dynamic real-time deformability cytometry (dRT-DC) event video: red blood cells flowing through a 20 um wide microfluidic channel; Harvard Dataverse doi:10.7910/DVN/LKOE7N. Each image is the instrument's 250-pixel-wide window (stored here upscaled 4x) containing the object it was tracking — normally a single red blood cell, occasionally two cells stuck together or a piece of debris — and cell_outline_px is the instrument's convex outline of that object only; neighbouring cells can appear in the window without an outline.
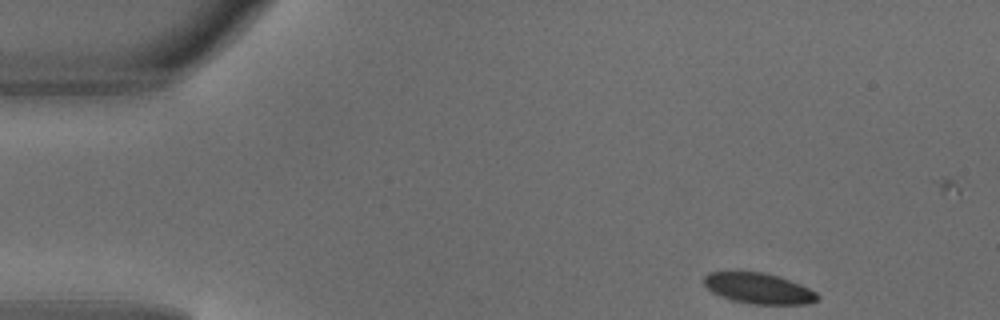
{"species": "common noctule bat (a hibernating species)", "species_latin": "Nyctalus noctula", "temperature_condition": "warm", "stored_images_in_passage": 4, "camera_frame_rate_fps": 3000, "um_per_image_px": 0.085, "animal": {"sex": "male", "body_mass_g": 18.8}, "frame": {"image": 1, "passage_image": 1, "time_ms": 0.0, "image_size_px": [1000, 320], "cell_outline_px": [[820, 296], [816, 300], [808, 304], [748, 304], [732, 300], [720, 296], [712, 292], [704, 284], [704, 276], [708, 272], [764, 272], [780, 276], [800, 284], [816, 292]], "centroid_in_image_um": [64.48, 24.51], "position_along_channel_um": 20.5, "area_um2": 20.35}}